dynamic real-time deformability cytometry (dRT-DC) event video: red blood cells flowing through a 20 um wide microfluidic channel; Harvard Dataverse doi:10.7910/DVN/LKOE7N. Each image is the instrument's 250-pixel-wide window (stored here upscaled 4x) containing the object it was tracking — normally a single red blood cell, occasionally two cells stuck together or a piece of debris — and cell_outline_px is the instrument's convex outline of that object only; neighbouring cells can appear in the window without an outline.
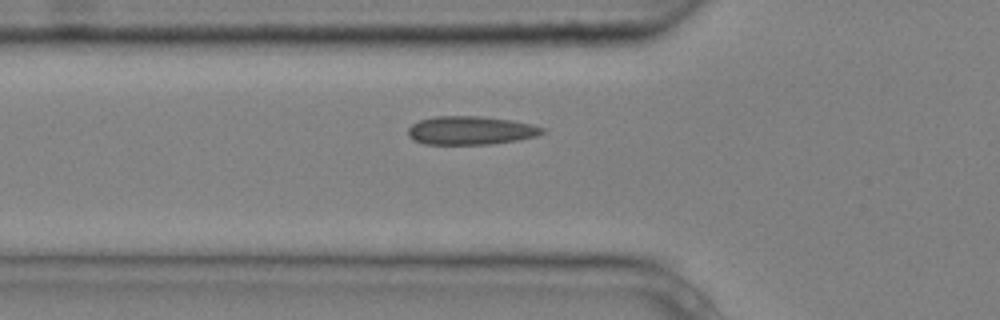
{"species": "common noctule bat (a hibernating species)", "species_latin": "Nyctalus noctula", "temperature_condition": "cold", "stored_images_in_passage": 5, "camera_frame_rate_fps": 3000, "um_per_image_px": 0.085, "animal": {"sex": "male", "body_mass_g": 20.4}, "frame": {"image": 1, "passage_image": 5, "time_ms": 1.333, "image_size_px": [1000, 320], "cell_outline_px": [[548, 132], [536, 136], [516, 140], [488, 144], [424, 144], [412, 140], [408, 136], [408, 128], [412, 124], [420, 120], [436, 116], [480, 116], [512, 120], [532, 124], [544, 128]], "centroid_in_image_um": [40.01, 11.08], "position_along_channel_um": 85.8, "area_um2": 22.37}}